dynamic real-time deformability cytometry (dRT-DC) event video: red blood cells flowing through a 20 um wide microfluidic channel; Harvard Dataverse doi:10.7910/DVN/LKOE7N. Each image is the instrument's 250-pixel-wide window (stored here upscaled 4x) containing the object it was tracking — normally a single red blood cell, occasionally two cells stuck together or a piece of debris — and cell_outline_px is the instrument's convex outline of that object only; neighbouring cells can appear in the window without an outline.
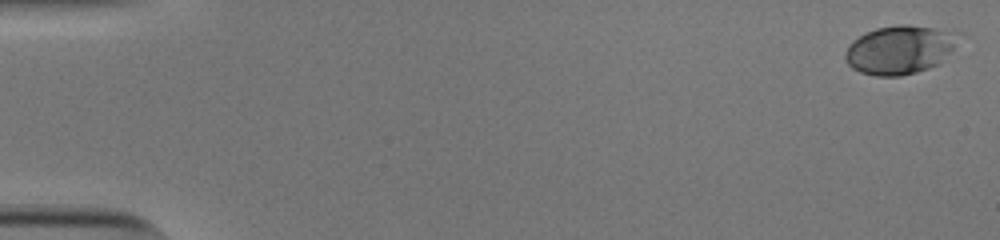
{"species": "human", "species_latin": "Homo sapiens", "temperature_condition": "cold", "stored_images_in_passage": 47, "camera_frame_rate_fps": 3000, "um_per_image_px": 0.085, "donor": {"sex": "male"}, "frame": {"image": 1, "passage_image": 1, "time_ms": 0.0, "image_size_px": [1000, 240], "cell_outline_px": [[964, 32], [940, 64], [916, 72], [900, 76], [876, 76], [860, 72], [852, 68], [848, 64], [844, 56], [848, 44], [852, 40], [876, 28], [896, 24], [908, 24]], "centroid_in_image_um": [76.5, 4.21], "position_along_channel_um": 8.5, "area_um2": 32.37}}
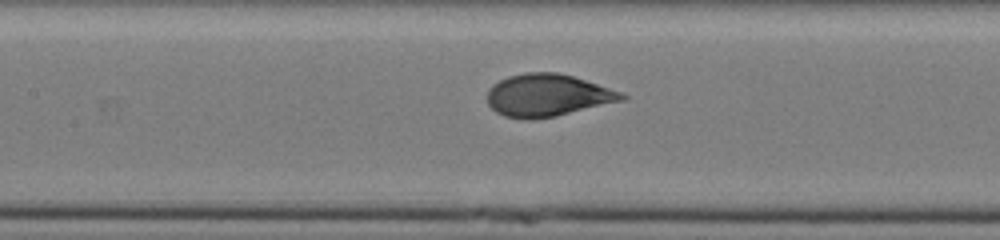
{"frame": {"image": 2, "passage_image": 26, "time_ms": 8.333, "image_size_px": [1000, 240], "cell_outline_px": [[628, 96], [624, 100], [556, 116], [532, 120], [524, 120], [504, 116], [496, 112], [488, 104], [488, 88], [492, 84], [508, 76], [524, 72], [556, 72], [572, 76], [620, 92]], "centroid_in_image_um": [46.49, 8.11], "position_along_channel_um": 160.9, "area_um2": 33.12}}
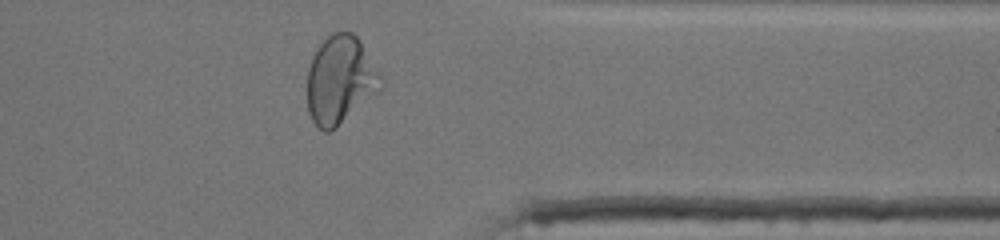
{"frame": {"image": 3, "passage_image": 44, "time_ms": 14.333, "image_size_px": [1000, 240], "cell_outline_px": [[384, 80], [380, 88], [376, 92], [336, 128], [328, 132], [324, 132], [312, 120], [308, 112], [308, 68], [312, 56], [320, 44], [332, 32], [352, 32], [360, 40]], "centroid_in_image_um": [28.91, 6.78], "position_along_channel_um": 382.5, "area_um2": 37.34}, "authors_computed_cell_mechanics": {"area_um2": 32.368, "velocity_mm_per_s": 3.8288, "shape_relaxation_time_tau1_ms": 4.2798, "shape_relaxation_time_tau2_ms": null, "deformation_change_tau1": 0.1733, "deformation_change_tau2": null}}